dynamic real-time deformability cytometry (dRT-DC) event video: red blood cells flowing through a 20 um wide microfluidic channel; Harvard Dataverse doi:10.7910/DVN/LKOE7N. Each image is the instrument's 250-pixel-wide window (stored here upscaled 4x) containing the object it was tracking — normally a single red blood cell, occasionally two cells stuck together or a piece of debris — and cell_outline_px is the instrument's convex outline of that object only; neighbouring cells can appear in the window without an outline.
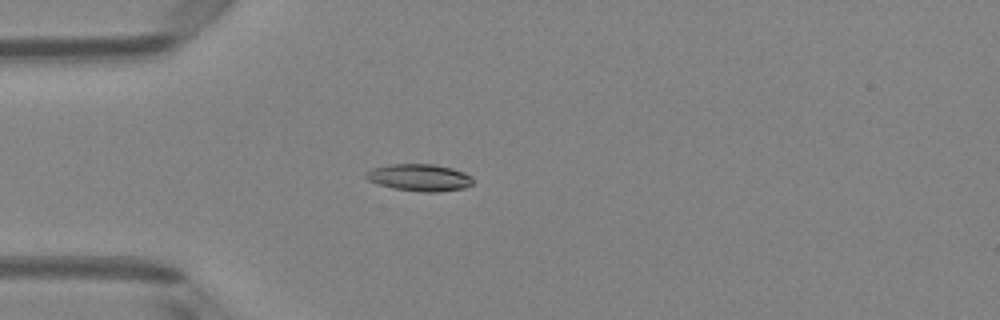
{"species": "Egyptian fruit bat (a non-hibernating species)", "species_latin": "Rousettus aegyptiacus", "temperature_condition": "room temperature", "stored_images_in_passage": 3, "camera_frame_rate_fps": 3000, "um_per_image_px": 0.085, "animal": {"sex": "female"}, "frame": {"image": 1, "passage_image": 2, "time_ms": 0.333, "image_size_px": [1000, 320], "cell_outline_px": [[472, 184], [464, 188], [440, 192], [424, 192], [392, 188], [368, 180], [364, 176], [364, 172], [372, 168], [388, 164], [432, 164], [452, 168], [464, 172], [472, 176]], "centroid_in_image_um": [35.64, 15.08], "position_along_channel_um": 49.4, "area_um2": 16.94}}